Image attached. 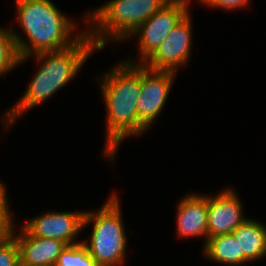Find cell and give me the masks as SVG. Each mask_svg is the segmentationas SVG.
I'll return each mask as SVG.
<instances>
[{
    "label": "cell",
    "mask_w": 266,
    "mask_h": 266,
    "mask_svg": "<svg viewBox=\"0 0 266 266\" xmlns=\"http://www.w3.org/2000/svg\"><path fill=\"white\" fill-rule=\"evenodd\" d=\"M118 201L117 194H112L99 211L84 213L83 227L93 223V228L90 239L81 242L98 266H122L126 259L127 236Z\"/></svg>",
    "instance_id": "obj_5"
},
{
    "label": "cell",
    "mask_w": 266,
    "mask_h": 266,
    "mask_svg": "<svg viewBox=\"0 0 266 266\" xmlns=\"http://www.w3.org/2000/svg\"><path fill=\"white\" fill-rule=\"evenodd\" d=\"M189 4L182 0H170L151 18L143 22L129 37H138L139 56L143 64L161 45L172 29L189 12Z\"/></svg>",
    "instance_id": "obj_6"
},
{
    "label": "cell",
    "mask_w": 266,
    "mask_h": 266,
    "mask_svg": "<svg viewBox=\"0 0 266 266\" xmlns=\"http://www.w3.org/2000/svg\"><path fill=\"white\" fill-rule=\"evenodd\" d=\"M202 248L204 255L211 261L223 265H239V245L232 233L213 236Z\"/></svg>",
    "instance_id": "obj_14"
},
{
    "label": "cell",
    "mask_w": 266,
    "mask_h": 266,
    "mask_svg": "<svg viewBox=\"0 0 266 266\" xmlns=\"http://www.w3.org/2000/svg\"><path fill=\"white\" fill-rule=\"evenodd\" d=\"M84 213L85 211L47 212L28 219L23 227L32 236L60 240L67 246L74 245L79 243L75 238L83 229Z\"/></svg>",
    "instance_id": "obj_9"
},
{
    "label": "cell",
    "mask_w": 266,
    "mask_h": 266,
    "mask_svg": "<svg viewBox=\"0 0 266 266\" xmlns=\"http://www.w3.org/2000/svg\"><path fill=\"white\" fill-rule=\"evenodd\" d=\"M237 192L227 187L219 194L207 196L208 239L223 234H231L246 218Z\"/></svg>",
    "instance_id": "obj_10"
},
{
    "label": "cell",
    "mask_w": 266,
    "mask_h": 266,
    "mask_svg": "<svg viewBox=\"0 0 266 266\" xmlns=\"http://www.w3.org/2000/svg\"><path fill=\"white\" fill-rule=\"evenodd\" d=\"M12 225L10 234L17 240L20 260L30 266H54L67 245L60 240L32 236L23 226L18 235Z\"/></svg>",
    "instance_id": "obj_12"
},
{
    "label": "cell",
    "mask_w": 266,
    "mask_h": 266,
    "mask_svg": "<svg viewBox=\"0 0 266 266\" xmlns=\"http://www.w3.org/2000/svg\"><path fill=\"white\" fill-rule=\"evenodd\" d=\"M189 194L184 196L177 206L176 227L178 237H205L208 241L207 195Z\"/></svg>",
    "instance_id": "obj_11"
},
{
    "label": "cell",
    "mask_w": 266,
    "mask_h": 266,
    "mask_svg": "<svg viewBox=\"0 0 266 266\" xmlns=\"http://www.w3.org/2000/svg\"><path fill=\"white\" fill-rule=\"evenodd\" d=\"M182 1H186L188 3L190 2V0H182ZM197 1L200 2L201 0H197Z\"/></svg>",
    "instance_id": "obj_21"
},
{
    "label": "cell",
    "mask_w": 266,
    "mask_h": 266,
    "mask_svg": "<svg viewBox=\"0 0 266 266\" xmlns=\"http://www.w3.org/2000/svg\"><path fill=\"white\" fill-rule=\"evenodd\" d=\"M249 0H201L200 4L208 5L209 7L223 8L224 10H236L249 6Z\"/></svg>",
    "instance_id": "obj_19"
},
{
    "label": "cell",
    "mask_w": 266,
    "mask_h": 266,
    "mask_svg": "<svg viewBox=\"0 0 266 266\" xmlns=\"http://www.w3.org/2000/svg\"><path fill=\"white\" fill-rule=\"evenodd\" d=\"M98 79L107 111L103 155L113 162L120 143L129 136H138L137 104L141 94L142 64L127 59Z\"/></svg>",
    "instance_id": "obj_1"
},
{
    "label": "cell",
    "mask_w": 266,
    "mask_h": 266,
    "mask_svg": "<svg viewBox=\"0 0 266 266\" xmlns=\"http://www.w3.org/2000/svg\"><path fill=\"white\" fill-rule=\"evenodd\" d=\"M20 261V250L17 240L9 234L0 241V266H16Z\"/></svg>",
    "instance_id": "obj_17"
},
{
    "label": "cell",
    "mask_w": 266,
    "mask_h": 266,
    "mask_svg": "<svg viewBox=\"0 0 266 266\" xmlns=\"http://www.w3.org/2000/svg\"><path fill=\"white\" fill-rule=\"evenodd\" d=\"M188 12L172 29L158 49L143 63L152 70L173 71L187 63L192 44V20Z\"/></svg>",
    "instance_id": "obj_8"
},
{
    "label": "cell",
    "mask_w": 266,
    "mask_h": 266,
    "mask_svg": "<svg viewBox=\"0 0 266 266\" xmlns=\"http://www.w3.org/2000/svg\"><path fill=\"white\" fill-rule=\"evenodd\" d=\"M15 2L18 24L29 40L27 43L18 32L11 29L21 64L34 54L60 51L72 46L87 30L74 34L77 23L64 15L51 0H16Z\"/></svg>",
    "instance_id": "obj_2"
},
{
    "label": "cell",
    "mask_w": 266,
    "mask_h": 266,
    "mask_svg": "<svg viewBox=\"0 0 266 266\" xmlns=\"http://www.w3.org/2000/svg\"><path fill=\"white\" fill-rule=\"evenodd\" d=\"M19 54L10 28H0V77L19 65Z\"/></svg>",
    "instance_id": "obj_15"
},
{
    "label": "cell",
    "mask_w": 266,
    "mask_h": 266,
    "mask_svg": "<svg viewBox=\"0 0 266 266\" xmlns=\"http://www.w3.org/2000/svg\"><path fill=\"white\" fill-rule=\"evenodd\" d=\"M169 1L111 0L84 17L89 26L86 32L97 50H102L108 40L113 42L126 40L143 22L151 18Z\"/></svg>",
    "instance_id": "obj_4"
},
{
    "label": "cell",
    "mask_w": 266,
    "mask_h": 266,
    "mask_svg": "<svg viewBox=\"0 0 266 266\" xmlns=\"http://www.w3.org/2000/svg\"><path fill=\"white\" fill-rule=\"evenodd\" d=\"M54 266H98L82 242L68 245Z\"/></svg>",
    "instance_id": "obj_16"
},
{
    "label": "cell",
    "mask_w": 266,
    "mask_h": 266,
    "mask_svg": "<svg viewBox=\"0 0 266 266\" xmlns=\"http://www.w3.org/2000/svg\"><path fill=\"white\" fill-rule=\"evenodd\" d=\"M6 187L3 183L0 185V241L6 238L13 225L12 214L9 209Z\"/></svg>",
    "instance_id": "obj_18"
},
{
    "label": "cell",
    "mask_w": 266,
    "mask_h": 266,
    "mask_svg": "<svg viewBox=\"0 0 266 266\" xmlns=\"http://www.w3.org/2000/svg\"><path fill=\"white\" fill-rule=\"evenodd\" d=\"M95 49L97 50L94 42L85 32L75 44L64 50L34 54L37 64L42 62L38 66L40 68L34 74L21 99L19 98L18 102L6 112L5 117H1L4 128H9L23 113L49 99L71 79L73 80Z\"/></svg>",
    "instance_id": "obj_3"
},
{
    "label": "cell",
    "mask_w": 266,
    "mask_h": 266,
    "mask_svg": "<svg viewBox=\"0 0 266 266\" xmlns=\"http://www.w3.org/2000/svg\"><path fill=\"white\" fill-rule=\"evenodd\" d=\"M239 245V265L266 256V226L255 219H246L233 232Z\"/></svg>",
    "instance_id": "obj_13"
},
{
    "label": "cell",
    "mask_w": 266,
    "mask_h": 266,
    "mask_svg": "<svg viewBox=\"0 0 266 266\" xmlns=\"http://www.w3.org/2000/svg\"><path fill=\"white\" fill-rule=\"evenodd\" d=\"M176 75L173 71L152 70L142 64L141 94L137 104L138 135L147 131L159 117Z\"/></svg>",
    "instance_id": "obj_7"
},
{
    "label": "cell",
    "mask_w": 266,
    "mask_h": 266,
    "mask_svg": "<svg viewBox=\"0 0 266 266\" xmlns=\"http://www.w3.org/2000/svg\"><path fill=\"white\" fill-rule=\"evenodd\" d=\"M16 266H30L28 264L23 263L21 260L17 263Z\"/></svg>",
    "instance_id": "obj_20"
}]
</instances>
